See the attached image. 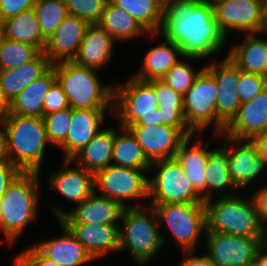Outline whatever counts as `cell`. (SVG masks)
<instances>
[{
  "label": "cell",
  "mask_w": 267,
  "mask_h": 266,
  "mask_svg": "<svg viewBox=\"0 0 267 266\" xmlns=\"http://www.w3.org/2000/svg\"><path fill=\"white\" fill-rule=\"evenodd\" d=\"M69 15L97 24L108 0H63Z\"/></svg>",
  "instance_id": "obj_40"
},
{
  "label": "cell",
  "mask_w": 267,
  "mask_h": 266,
  "mask_svg": "<svg viewBox=\"0 0 267 266\" xmlns=\"http://www.w3.org/2000/svg\"><path fill=\"white\" fill-rule=\"evenodd\" d=\"M266 0H225L214 6L215 18L227 38L228 31L260 34Z\"/></svg>",
  "instance_id": "obj_12"
},
{
  "label": "cell",
  "mask_w": 267,
  "mask_h": 266,
  "mask_svg": "<svg viewBox=\"0 0 267 266\" xmlns=\"http://www.w3.org/2000/svg\"><path fill=\"white\" fill-rule=\"evenodd\" d=\"M247 266H256V264L255 263H251V264H249Z\"/></svg>",
  "instance_id": "obj_60"
},
{
  "label": "cell",
  "mask_w": 267,
  "mask_h": 266,
  "mask_svg": "<svg viewBox=\"0 0 267 266\" xmlns=\"http://www.w3.org/2000/svg\"><path fill=\"white\" fill-rule=\"evenodd\" d=\"M206 253L215 266H247L254 263L260 238L206 232Z\"/></svg>",
  "instance_id": "obj_13"
},
{
  "label": "cell",
  "mask_w": 267,
  "mask_h": 266,
  "mask_svg": "<svg viewBox=\"0 0 267 266\" xmlns=\"http://www.w3.org/2000/svg\"><path fill=\"white\" fill-rule=\"evenodd\" d=\"M114 111L120 126H158L160 111L154 88L133 75L127 82L114 85Z\"/></svg>",
  "instance_id": "obj_7"
},
{
  "label": "cell",
  "mask_w": 267,
  "mask_h": 266,
  "mask_svg": "<svg viewBox=\"0 0 267 266\" xmlns=\"http://www.w3.org/2000/svg\"><path fill=\"white\" fill-rule=\"evenodd\" d=\"M204 1L209 3L212 7H214L216 4L223 2L225 0H204Z\"/></svg>",
  "instance_id": "obj_58"
},
{
  "label": "cell",
  "mask_w": 267,
  "mask_h": 266,
  "mask_svg": "<svg viewBox=\"0 0 267 266\" xmlns=\"http://www.w3.org/2000/svg\"><path fill=\"white\" fill-rule=\"evenodd\" d=\"M93 258H101L111 251H119V225L62 223Z\"/></svg>",
  "instance_id": "obj_22"
},
{
  "label": "cell",
  "mask_w": 267,
  "mask_h": 266,
  "mask_svg": "<svg viewBox=\"0 0 267 266\" xmlns=\"http://www.w3.org/2000/svg\"><path fill=\"white\" fill-rule=\"evenodd\" d=\"M72 164L71 159H64V168L51 174L49 182L61 196L78 205L95 192L94 174L78 165L72 168Z\"/></svg>",
  "instance_id": "obj_20"
},
{
  "label": "cell",
  "mask_w": 267,
  "mask_h": 266,
  "mask_svg": "<svg viewBox=\"0 0 267 266\" xmlns=\"http://www.w3.org/2000/svg\"><path fill=\"white\" fill-rule=\"evenodd\" d=\"M150 167V172L154 170L153 173H156L154 177H149L150 204L205 203L191 181L185 176L176 158L152 162Z\"/></svg>",
  "instance_id": "obj_9"
},
{
  "label": "cell",
  "mask_w": 267,
  "mask_h": 266,
  "mask_svg": "<svg viewBox=\"0 0 267 266\" xmlns=\"http://www.w3.org/2000/svg\"><path fill=\"white\" fill-rule=\"evenodd\" d=\"M56 81L74 109H107L114 111V85H102L98 70L80 66L73 61L53 64ZM110 106V107H109Z\"/></svg>",
  "instance_id": "obj_3"
},
{
  "label": "cell",
  "mask_w": 267,
  "mask_h": 266,
  "mask_svg": "<svg viewBox=\"0 0 267 266\" xmlns=\"http://www.w3.org/2000/svg\"><path fill=\"white\" fill-rule=\"evenodd\" d=\"M262 33H267V0L265 2L264 23H263V27H262V30H261L260 34H262ZM265 38L267 40V37H265Z\"/></svg>",
  "instance_id": "obj_55"
},
{
  "label": "cell",
  "mask_w": 267,
  "mask_h": 266,
  "mask_svg": "<svg viewBox=\"0 0 267 266\" xmlns=\"http://www.w3.org/2000/svg\"><path fill=\"white\" fill-rule=\"evenodd\" d=\"M251 141L256 145L259 156L267 163V129L256 135Z\"/></svg>",
  "instance_id": "obj_50"
},
{
  "label": "cell",
  "mask_w": 267,
  "mask_h": 266,
  "mask_svg": "<svg viewBox=\"0 0 267 266\" xmlns=\"http://www.w3.org/2000/svg\"><path fill=\"white\" fill-rule=\"evenodd\" d=\"M0 159L6 158L4 122L0 121ZM2 128V129H1Z\"/></svg>",
  "instance_id": "obj_53"
},
{
  "label": "cell",
  "mask_w": 267,
  "mask_h": 266,
  "mask_svg": "<svg viewBox=\"0 0 267 266\" xmlns=\"http://www.w3.org/2000/svg\"><path fill=\"white\" fill-rule=\"evenodd\" d=\"M236 194L220 196L205 201L206 232L238 235L241 237L261 238L263 224L259 219L255 203L251 198Z\"/></svg>",
  "instance_id": "obj_6"
},
{
  "label": "cell",
  "mask_w": 267,
  "mask_h": 266,
  "mask_svg": "<svg viewBox=\"0 0 267 266\" xmlns=\"http://www.w3.org/2000/svg\"><path fill=\"white\" fill-rule=\"evenodd\" d=\"M115 128H103L71 160L76 165L95 174L98 170L112 165Z\"/></svg>",
  "instance_id": "obj_29"
},
{
  "label": "cell",
  "mask_w": 267,
  "mask_h": 266,
  "mask_svg": "<svg viewBox=\"0 0 267 266\" xmlns=\"http://www.w3.org/2000/svg\"><path fill=\"white\" fill-rule=\"evenodd\" d=\"M97 25L110 34L115 41L132 39L146 33L149 35L134 17L109 0L105 4Z\"/></svg>",
  "instance_id": "obj_33"
},
{
  "label": "cell",
  "mask_w": 267,
  "mask_h": 266,
  "mask_svg": "<svg viewBox=\"0 0 267 266\" xmlns=\"http://www.w3.org/2000/svg\"><path fill=\"white\" fill-rule=\"evenodd\" d=\"M166 4H178V3H184V2H198V1H204V0H165Z\"/></svg>",
  "instance_id": "obj_57"
},
{
  "label": "cell",
  "mask_w": 267,
  "mask_h": 266,
  "mask_svg": "<svg viewBox=\"0 0 267 266\" xmlns=\"http://www.w3.org/2000/svg\"><path fill=\"white\" fill-rule=\"evenodd\" d=\"M21 171L7 158L0 159V200Z\"/></svg>",
  "instance_id": "obj_47"
},
{
  "label": "cell",
  "mask_w": 267,
  "mask_h": 266,
  "mask_svg": "<svg viewBox=\"0 0 267 266\" xmlns=\"http://www.w3.org/2000/svg\"><path fill=\"white\" fill-rule=\"evenodd\" d=\"M40 172H20L1 198L0 229L13 245L23 228L37 217Z\"/></svg>",
  "instance_id": "obj_5"
},
{
  "label": "cell",
  "mask_w": 267,
  "mask_h": 266,
  "mask_svg": "<svg viewBox=\"0 0 267 266\" xmlns=\"http://www.w3.org/2000/svg\"><path fill=\"white\" fill-rule=\"evenodd\" d=\"M107 109L72 108L71 125L66 140L59 146L64 149V159H71L100 131Z\"/></svg>",
  "instance_id": "obj_21"
},
{
  "label": "cell",
  "mask_w": 267,
  "mask_h": 266,
  "mask_svg": "<svg viewBox=\"0 0 267 266\" xmlns=\"http://www.w3.org/2000/svg\"><path fill=\"white\" fill-rule=\"evenodd\" d=\"M160 111V125L177 129H190L184 117L183 108H157Z\"/></svg>",
  "instance_id": "obj_46"
},
{
  "label": "cell",
  "mask_w": 267,
  "mask_h": 266,
  "mask_svg": "<svg viewBox=\"0 0 267 266\" xmlns=\"http://www.w3.org/2000/svg\"><path fill=\"white\" fill-rule=\"evenodd\" d=\"M139 170L115 165L98 170L94 174L95 191H100L101 196L108 197L118 202L123 208L139 207V204H127L126 200L149 197V176Z\"/></svg>",
  "instance_id": "obj_11"
},
{
  "label": "cell",
  "mask_w": 267,
  "mask_h": 266,
  "mask_svg": "<svg viewBox=\"0 0 267 266\" xmlns=\"http://www.w3.org/2000/svg\"><path fill=\"white\" fill-rule=\"evenodd\" d=\"M260 247L267 252V224L262 228Z\"/></svg>",
  "instance_id": "obj_54"
},
{
  "label": "cell",
  "mask_w": 267,
  "mask_h": 266,
  "mask_svg": "<svg viewBox=\"0 0 267 266\" xmlns=\"http://www.w3.org/2000/svg\"><path fill=\"white\" fill-rule=\"evenodd\" d=\"M58 222L62 226V236L36 242L33 245L58 266H81L86 262L92 261L93 258L88 254L83 245L64 224L59 220Z\"/></svg>",
  "instance_id": "obj_23"
},
{
  "label": "cell",
  "mask_w": 267,
  "mask_h": 266,
  "mask_svg": "<svg viewBox=\"0 0 267 266\" xmlns=\"http://www.w3.org/2000/svg\"><path fill=\"white\" fill-rule=\"evenodd\" d=\"M14 266H58L45 257L34 245L22 251L14 259Z\"/></svg>",
  "instance_id": "obj_44"
},
{
  "label": "cell",
  "mask_w": 267,
  "mask_h": 266,
  "mask_svg": "<svg viewBox=\"0 0 267 266\" xmlns=\"http://www.w3.org/2000/svg\"><path fill=\"white\" fill-rule=\"evenodd\" d=\"M224 147H217L209 150L205 170L206 200L212 198L213 190L219 191V196L233 195L236 194L235 190H238L230 175L227 160V144L225 142Z\"/></svg>",
  "instance_id": "obj_31"
},
{
  "label": "cell",
  "mask_w": 267,
  "mask_h": 266,
  "mask_svg": "<svg viewBox=\"0 0 267 266\" xmlns=\"http://www.w3.org/2000/svg\"><path fill=\"white\" fill-rule=\"evenodd\" d=\"M252 199L255 203L256 210L259 215V219L263 225L267 224V185L259 187L254 194H252Z\"/></svg>",
  "instance_id": "obj_48"
},
{
  "label": "cell",
  "mask_w": 267,
  "mask_h": 266,
  "mask_svg": "<svg viewBox=\"0 0 267 266\" xmlns=\"http://www.w3.org/2000/svg\"><path fill=\"white\" fill-rule=\"evenodd\" d=\"M5 38L30 44L44 51L47 39L43 36L34 9L4 20Z\"/></svg>",
  "instance_id": "obj_34"
},
{
  "label": "cell",
  "mask_w": 267,
  "mask_h": 266,
  "mask_svg": "<svg viewBox=\"0 0 267 266\" xmlns=\"http://www.w3.org/2000/svg\"><path fill=\"white\" fill-rule=\"evenodd\" d=\"M143 208H124L119 226V250H129L140 266L150 262L166 241L155 209L152 206Z\"/></svg>",
  "instance_id": "obj_4"
},
{
  "label": "cell",
  "mask_w": 267,
  "mask_h": 266,
  "mask_svg": "<svg viewBox=\"0 0 267 266\" xmlns=\"http://www.w3.org/2000/svg\"><path fill=\"white\" fill-rule=\"evenodd\" d=\"M109 1L134 17L150 36H159L166 8L165 0Z\"/></svg>",
  "instance_id": "obj_32"
},
{
  "label": "cell",
  "mask_w": 267,
  "mask_h": 266,
  "mask_svg": "<svg viewBox=\"0 0 267 266\" xmlns=\"http://www.w3.org/2000/svg\"><path fill=\"white\" fill-rule=\"evenodd\" d=\"M40 51L27 43L4 39L0 46V70L17 68L32 61Z\"/></svg>",
  "instance_id": "obj_37"
},
{
  "label": "cell",
  "mask_w": 267,
  "mask_h": 266,
  "mask_svg": "<svg viewBox=\"0 0 267 266\" xmlns=\"http://www.w3.org/2000/svg\"><path fill=\"white\" fill-rule=\"evenodd\" d=\"M71 116V107L43 116L49 143L59 147L66 140L71 125Z\"/></svg>",
  "instance_id": "obj_38"
},
{
  "label": "cell",
  "mask_w": 267,
  "mask_h": 266,
  "mask_svg": "<svg viewBox=\"0 0 267 266\" xmlns=\"http://www.w3.org/2000/svg\"><path fill=\"white\" fill-rule=\"evenodd\" d=\"M52 64L43 52L17 68L0 70V87L11 102L20 92L42 76Z\"/></svg>",
  "instance_id": "obj_28"
},
{
  "label": "cell",
  "mask_w": 267,
  "mask_h": 266,
  "mask_svg": "<svg viewBox=\"0 0 267 266\" xmlns=\"http://www.w3.org/2000/svg\"><path fill=\"white\" fill-rule=\"evenodd\" d=\"M153 88L159 108H183L184 98L161 79L147 81Z\"/></svg>",
  "instance_id": "obj_42"
},
{
  "label": "cell",
  "mask_w": 267,
  "mask_h": 266,
  "mask_svg": "<svg viewBox=\"0 0 267 266\" xmlns=\"http://www.w3.org/2000/svg\"><path fill=\"white\" fill-rule=\"evenodd\" d=\"M70 107L62 87L56 81L43 101V116Z\"/></svg>",
  "instance_id": "obj_43"
},
{
  "label": "cell",
  "mask_w": 267,
  "mask_h": 266,
  "mask_svg": "<svg viewBox=\"0 0 267 266\" xmlns=\"http://www.w3.org/2000/svg\"><path fill=\"white\" fill-rule=\"evenodd\" d=\"M43 36L48 39L68 15L63 0H36L33 7Z\"/></svg>",
  "instance_id": "obj_36"
},
{
  "label": "cell",
  "mask_w": 267,
  "mask_h": 266,
  "mask_svg": "<svg viewBox=\"0 0 267 266\" xmlns=\"http://www.w3.org/2000/svg\"><path fill=\"white\" fill-rule=\"evenodd\" d=\"M88 26L86 21L68 14L46 41L43 53L49 62L53 65L62 61H72Z\"/></svg>",
  "instance_id": "obj_19"
},
{
  "label": "cell",
  "mask_w": 267,
  "mask_h": 266,
  "mask_svg": "<svg viewBox=\"0 0 267 266\" xmlns=\"http://www.w3.org/2000/svg\"><path fill=\"white\" fill-rule=\"evenodd\" d=\"M224 139L230 175L234 185L241 190L259 177L267 163L259 156L257 147L251 140H238L228 136Z\"/></svg>",
  "instance_id": "obj_16"
},
{
  "label": "cell",
  "mask_w": 267,
  "mask_h": 266,
  "mask_svg": "<svg viewBox=\"0 0 267 266\" xmlns=\"http://www.w3.org/2000/svg\"><path fill=\"white\" fill-rule=\"evenodd\" d=\"M218 63H211L205 68L213 75L217 87V117L226 126L236 115L242 104L238 94L240 69L226 56Z\"/></svg>",
  "instance_id": "obj_17"
},
{
  "label": "cell",
  "mask_w": 267,
  "mask_h": 266,
  "mask_svg": "<svg viewBox=\"0 0 267 266\" xmlns=\"http://www.w3.org/2000/svg\"><path fill=\"white\" fill-rule=\"evenodd\" d=\"M266 87L267 77L255 73H246L240 70L238 94L242 103L252 100Z\"/></svg>",
  "instance_id": "obj_41"
},
{
  "label": "cell",
  "mask_w": 267,
  "mask_h": 266,
  "mask_svg": "<svg viewBox=\"0 0 267 266\" xmlns=\"http://www.w3.org/2000/svg\"><path fill=\"white\" fill-rule=\"evenodd\" d=\"M160 36L174 42L185 57L207 58L225 44L214 7L205 1L166 4Z\"/></svg>",
  "instance_id": "obj_1"
},
{
  "label": "cell",
  "mask_w": 267,
  "mask_h": 266,
  "mask_svg": "<svg viewBox=\"0 0 267 266\" xmlns=\"http://www.w3.org/2000/svg\"><path fill=\"white\" fill-rule=\"evenodd\" d=\"M10 114V101L5 97L0 87V121H4Z\"/></svg>",
  "instance_id": "obj_51"
},
{
  "label": "cell",
  "mask_w": 267,
  "mask_h": 266,
  "mask_svg": "<svg viewBox=\"0 0 267 266\" xmlns=\"http://www.w3.org/2000/svg\"><path fill=\"white\" fill-rule=\"evenodd\" d=\"M120 129V133L115 129L112 155V162H114L112 165L139 170H150L152 163L147 159L132 132L122 126Z\"/></svg>",
  "instance_id": "obj_35"
},
{
  "label": "cell",
  "mask_w": 267,
  "mask_h": 266,
  "mask_svg": "<svg viewBox=\"0 0 267 266\" xmlns=\"http://www.w3.org/2000/svg\"><path fill=\"white\" fill-rule=\"evenodd\" d=\"M161 45L151 48L145 56L142 67L133 76L142 81L161 79L178 61V57L185 59H199L185 57L180 48L171 40L163 37Z\"/></svg>",
  "instance_id": "obj_30"
},
{
  "label": "cell",
  "mask_w": 267,
  "mask_h": 266,
  "mask_svg": "<svg viewBox=\"0 0 267 266\" xmlns=\"http://www.w3.org/2000/svg\"><path fill=\"white\" fill-rule=\"evenodd\" d=\"M61 223H87L93 225H119L123 207L113 199L98 195L96 191L71 211L51 206Z\"/></svg>",
  "instance_id": "obj_15"
},
{
  "label": "cell",
  "mask_w": 267,
  "mask_h": 266,
  "mask_svg": "<svg viewBox=\"0 0 267 266\" xmlns=\"http://www.w3.org/2000/svg\"><path fill=\"white\" fill-rule=\"evenodd\" d=\"M218 87L213 75L204 68L194 84L183 96L184 117L188 127L196 133L214 124L217 135L222 137L225 125L217 117ZM212 121V122H211Z\"/></svg>",
  "instance_id": "obj_10"
},
{
  "label": "cell",
  "mask_w": 267,
  "mask_h": 266,
  "mask_svg": "<svg viewBox=\"0 0 267 266\" xmlns=\"http://www.w3.org/2000/svg\"><path fill=\"white\" fill-rule=\"evenodd\" d=\"M3 122L6 158L22 172H40L49 143L43 118L10 113Z\"/></svg>",
  "instance_id": "obj_2"
},
{
  "label": "cell",
  "mask_w": 267,
  "mask_h": 266,
  "mask_svg": "<svg viewBox=\"0 0 267 266\" xmlns=\"http://www.w3.org/2000/svg\"><path fill=\"white\" fill-rule=\"evenodd\" d=\"M254 263L256 266H267V252L261 247L256 251Z\"/></svg>",
  "instance_id": "obj_52"
},
{
  "label": "cell",
  "mask_w": 267,
  "mask_h": 266,
  "mask_svg": "<svg viewBox=\"0 0 267 266\" xmlns=\"http://www.w3.org/2000/svg\"><path fill=\"white\" fill-rule=\"evenodd\" d=\"M2 208H1V201H0V218H1Z\"/></svg>",
  "instance_id": "obj_59"
},
{
  "label": "cell",
  "mask_w": 267,
  "mask_h": 266,
  "mask_svg": "<svg viewBox=\"0 0 267 266\" xmlns=\"http://www.w3.org/2000/svg\"><path fill=\"white\" fill-rule=\"evenodd\" d=\"M267 129V87L252 100L243 102L222 134L238 140H252Z\"/></svg>",
  "instance_id": "obj_18"
},
{
  "label": "cell",
  "mask_w": 267,
  "mask_h": 266,
  "mask_svg": "<svg viewBox=\"0 0 267 266\" xmlns=\"http://www.w3.org/2000/svg\"><path fill=\"white\" fill-rule=\"evenodd\" d=\"M192 137H188L180 145L175 158L181 164L185 176L191 181L195 190L206 201L205 170L210 149H207V144L200 138L192 146H189Z\"/></svg>",
  "instance_id": "obj_25"
},
{
  "label": "cell",
  "mask_w": 267,
  "mask_h": 266,
  "mask_svg": "<svg viewBox=\"0 0 267 266\" xmlns=\"http://www.w3.org/2000/svg\"><path fill=\"white\" fill-rule=\"evenodd\" d=\"M192 66L188 62L178 61L162 78L167 85H169L175 92L182 96L189 90L194 84L197 76L205 68L197 72L191 68Z\"/></svg>",
  "instance_id": "obj_39"
},
{
  "label": "cell",
  "mask_w": 267,
  "mask_h": 266,
  "mask_svg": "<svg viewBox=\"0 0 267 266\" xmlns=\"http://www.w3.org/2000/svg\"><path fill=\"white\" fill-rule=\"evenodd\" d=\"M147 159L152 163L158 160L175 158L180 145L194 135L191 129H177L167 125L130 126Z\"/></svg>",
  "instance_id": "obj_14"
},
{
  "label": "cell",
  "mask_w": 267,
  "mask_h": 266,
  "mask_svg": "<svg viewBox=\"0 0 267 266\" xmlns=\"http://www.w3.org/2000/svg\"><path fill=\"white\" fill-rule=\"evenodd\" d=\"M4 39H5L4 21L0 19V46L3 43Z\"/></svg>",
  "instance_id": "obj_56"
},
{
  "label": "cell",
  "mask_w": 267,
  "mask_h": 266,
  "mask_svg": "<svg viewBox=\"0 0 267 266\" xmlns=\"http://www.w3.org/2000/svg\"><path fill=\"white\" fill-rule=\"evenodd\" d=\"M183 252L186 254V258L182 259L181 264L178 266H215L207 254L193 256V252H195L194 250Z\"/></svg>",
  "instance_id": "obj_49"
},
{
  "label": "cell",
  "mask_w": 267,
  "mask_h": 266,
  "mask_svg": "<svg viewBox=\"0 0 267 266\" xmlns=\"http://www.w3.org/2000/svg\"><path fill=\"white\" fill-rule=\"evenodd\" d=\"M36 0H0V19L17 16L34 7Z\"/></svg>",
  "instance_id": "obj_45"
},
{
  "label": "cell",
  "mask_w": 267,
  "mask_h": 266,
  "mask_svg": "<svg viewBox=\"0 0 267 266\" xmlns=\"http://www.w3.org/2000/svg\"><path fill=\"white\" fill-rule=\"evenodd\" d=\"M247 33L242 43L233 45L227 57L243 72L267 77V40Z\"/></svg>",
  "instance_id": "obj_26"
},
{
  "label": "cell",
  "mask_w": 267,
  "mask_h": 266,
  "mask_svg": "<svg viewBox=\"0 0 267 266\" xmlns=\"http://www.w3.org/2000/svg\"><path fill=\"white\" fill-rule=\"evenodd\" d=\"M55 82V68L52 65L10 102V113L24 117L43 118V101Z\"/></svg>",
  "instance_id": "obj_27"
},
{
  "label": "cell",
  "mask_w": 267,
  "mask_h": 266,
  "mask_svg": "<svg viewBox=\"0 0 267 266\" xmlns=\"http://www.w3.org/2000/svg\"><path fill=\"white\" fill-rule=\"evenodd\" d=\"M160 224L167 225L182 251L194 250L202 233L207 230L205 203L150 204Z\"/></svg>",
  "instance_id": "obj_8"
},
{
  "label": "cell",
  "mask_w": 267,
  "mask_h": 266,
  "mask_svg": "<svg viewBox=\"0 0 267 266\" xmlns=\"http://www.w3.org/2000/svg\"><path fill=\"white\" fill-rule=\"evenodd\" d=\"M116 41L97 24L89 25L73 62L87 68L99 70L112 57Z\"/></svg>",
  "instance_id": "obj_24"
}]
</instances>
